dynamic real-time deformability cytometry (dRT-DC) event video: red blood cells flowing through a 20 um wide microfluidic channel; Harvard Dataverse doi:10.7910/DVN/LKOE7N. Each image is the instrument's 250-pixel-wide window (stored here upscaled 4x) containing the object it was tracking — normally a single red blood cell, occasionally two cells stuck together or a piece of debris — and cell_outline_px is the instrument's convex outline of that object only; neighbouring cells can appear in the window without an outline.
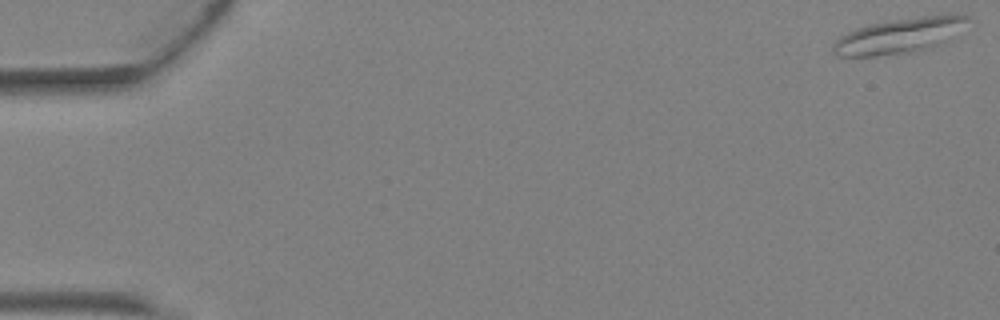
{"species": "Egyptian fruit bat (a non-hibernating species)", "species_latin": "Rousettus aegyptiacus", "temperature_condition": "warm", "stored_images_in_passage": 3, "segment_of_instrument_passage": [2, 2], "camera_frame_rate_fps": 3000, "um_per_image_px": 0.085, "animal": {"sex": "female"}, "frame": {"image": 1, "passage_image": 3, "time_ms": 0.667, "image_size_px": [1000, 320], "cell_outline_px": [[972, 20], [928, 48], [916, 52], [876, 56], [836, 56], [832, 52], [832, 44], [840, 36], [856, 28], [868, 24], [892, 20], [948, 12], [956, 12], [968, 16]], "centroid_in_image_um": [76.39, 3.0], "position_along_channel_um": 8.6, "area_um2": 27.51}}